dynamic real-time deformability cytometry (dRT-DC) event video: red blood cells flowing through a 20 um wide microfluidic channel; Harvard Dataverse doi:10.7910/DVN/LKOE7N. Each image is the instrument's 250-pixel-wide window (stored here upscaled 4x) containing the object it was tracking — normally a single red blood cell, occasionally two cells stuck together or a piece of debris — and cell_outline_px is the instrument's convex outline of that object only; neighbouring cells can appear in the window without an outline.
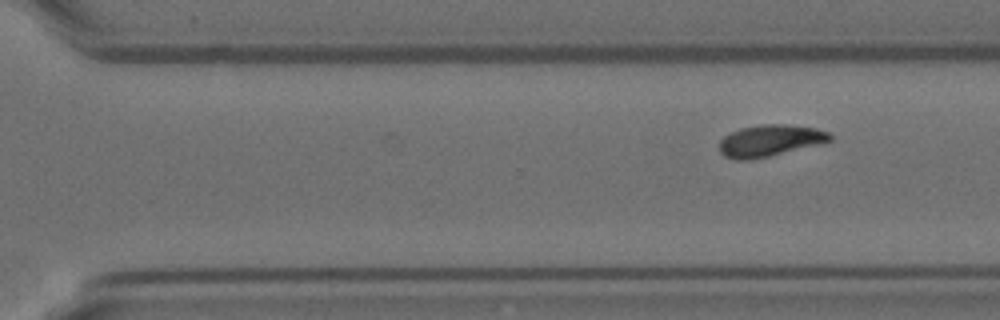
{"species": "Egyptian fruit bat (a non-hibernating species)", "species_latin": "Rousettus aegyptiacus", "temperature_condition": "room temperature", "stored_images_in_passage": 12, "segment_of_instrument_passage": [2, 2], "camera_frame_rate_fps": 3000, "um_per_image_px": 0.085, "animal": {"sex": "female"}, "frame": {"image": 1, "passage_image": 12, "time_ms": 3.667, "image_size_px": [1000, 320], "cell_outline_px": [[832, 140], [824, 144], [768, 156], [748, 160], [736, 160], [724, 156], [720, 152], [720, 140], [724, 136], [740, 128], [760, 124], [784, 124], [816, 128], [828, 132], [832, 136]], "centroid_in_image_um": [65.48, 11.95], "position_along_channel_um": 305.1, "area_um2": 20.52}}